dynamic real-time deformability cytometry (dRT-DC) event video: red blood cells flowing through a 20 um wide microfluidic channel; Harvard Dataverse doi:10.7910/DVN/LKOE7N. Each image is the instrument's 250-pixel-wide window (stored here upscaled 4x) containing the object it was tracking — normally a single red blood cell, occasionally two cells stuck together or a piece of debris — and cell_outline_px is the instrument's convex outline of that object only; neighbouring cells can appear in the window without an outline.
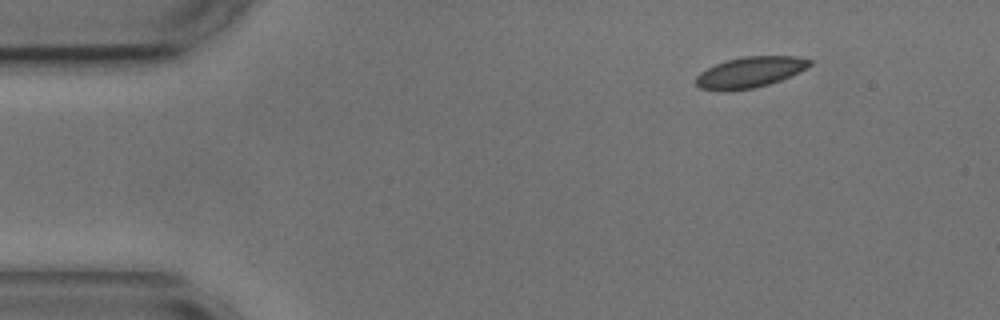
{"species": "common noctule bat (a hibernating species)", "species_latin": "Nyctalus noctula", "temperature_condition": "cold", "stored_images_in_passage": 3, "camera_frame_rate_fps": 3000, "um_per_image_px": 0.085, "animal": {"sex": "male", "body_mass_g": 17.9, "forearm_length_mm": 54.2}, "frame": {"image": 1, "passage_image": 1, "time_ms": 0.0, "image_size_px": [1000, 320], "cell_outline_px": [[812, 64], [808, 68], [800, 72], [780, 80], [756, 88], [724, 92], [700, 88], [696, 84], [696, 76], [700, 72], [716, 64], [728, 60], [744, 56], [800, 56], [812, 60]], "centroid_in_image_um": [63.77, 6.15], "position_along_channel_um": 21.2, "area_um2": 20.63}}